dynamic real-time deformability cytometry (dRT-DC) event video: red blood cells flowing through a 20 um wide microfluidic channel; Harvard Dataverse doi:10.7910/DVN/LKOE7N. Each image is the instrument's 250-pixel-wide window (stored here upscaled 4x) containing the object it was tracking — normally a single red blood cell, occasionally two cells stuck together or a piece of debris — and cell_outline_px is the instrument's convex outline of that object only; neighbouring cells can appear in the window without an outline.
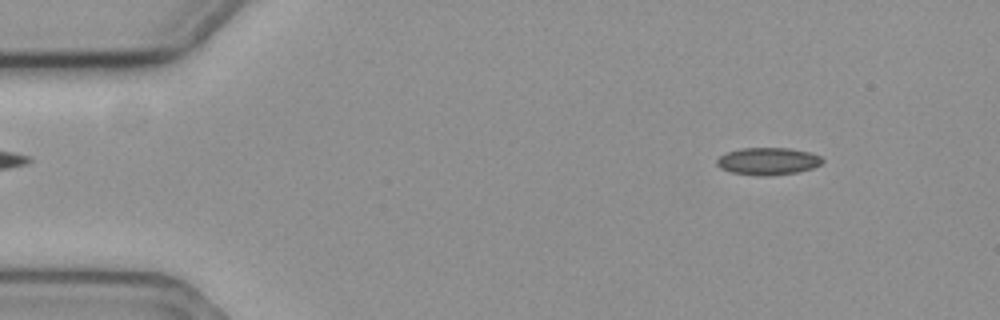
{"species": "common noctule bat (a hibernating species)", "species_latin": "Nyctalus noctula", "temperature_condition": "cold", "stored_images_in_passage": 57, "camera_frame_rate_fps": 3000, "um_per_image_px": 0.085, "animal": {"sex": "female", "body_mass_g": 19.3, "forearm_length_mm": 54.1}, "frame": {"image": 1, "passage_image": 6, "time_ms": 1.667, "image_size_px": [1000, 320], "cell_outline_px": [[824, 160], [820, 164], [812, 168], [796, 172], [764, 176], [732, 172], [720, 168], [716, 164], [716, 160], [724, 152], [740, 148], [788, 148], [808, 152], [820, 156]], "centroid_in_image_um": [65.23, 13.69], "position_along_channel_um": 19.8, "area_um2": 16.65}}
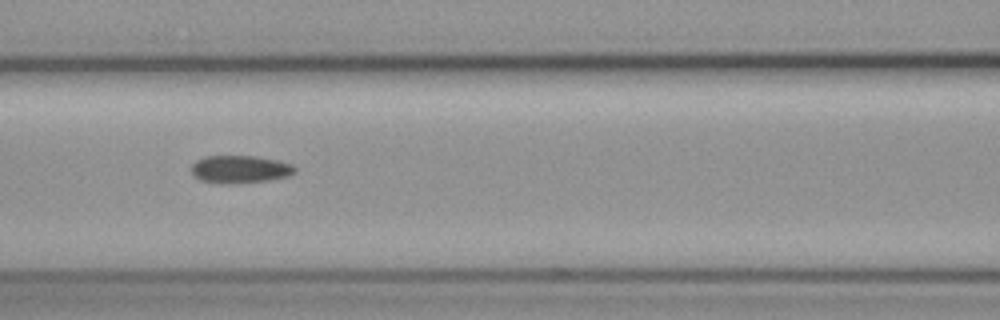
{"frame": {"image": 2, "passage_image": 24, "time_ms": 7.667, "image_size_px": [1000, 320], "cell_outline_px": [[296, 172], [288, 176], [268, 180], [240, 184], [220, 184], [200, 180], [192, 176], [192, 164], [196, 160], [204, 156], [256, 156], [280, 160], [292, 164], [296, 168]], "centroid_in_image_um": [20.4, 14.39], "position_along_channel_um": 146.2, "area_um2": 17.11}}
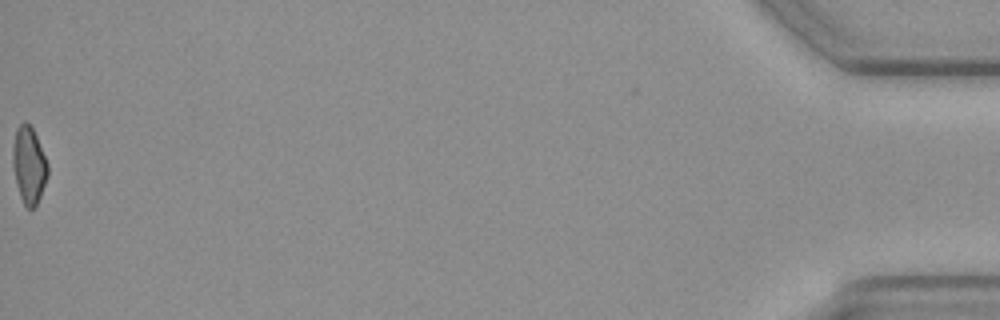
{"frame": {"image": 3, "passage_image": 57, "time_ms": 18.667, "image_size_px": [1000, 320], "cell_outline_px": [[48, 176], [40, 196], [36, 204], [32, 208], [28, 208], [24, 204], [20, 196], [16, 184], [12, 168], [12, 148], [16, 128], [24, 120], [32, 128], [36, 136], [48, 164]], "centroid_in_image_um": [2.44, 14.02], "position_along_channel_um": 432.8, "area_um2": 15.66}, "authors_computed_cell_mechanics": {"area_um2": 16.184, "velocity_mm_per_s": 3.6065, "shape_relaxation_time_tau1_ms": 7.3664, "shape_relaxation_time_tau2_ms": 4.325, "deformation_change_tau1": 0.1346, "deformation_change_tau2": 0.1132}}